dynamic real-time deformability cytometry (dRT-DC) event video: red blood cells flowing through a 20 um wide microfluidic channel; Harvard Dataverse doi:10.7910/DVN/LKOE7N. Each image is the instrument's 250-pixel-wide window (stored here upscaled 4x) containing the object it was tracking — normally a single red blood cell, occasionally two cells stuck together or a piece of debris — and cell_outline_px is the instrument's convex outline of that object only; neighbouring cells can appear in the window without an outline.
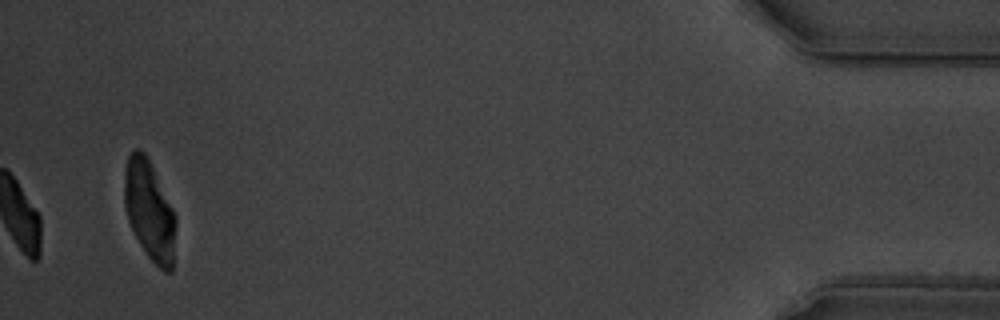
{"species": "common noctule bat (a hibernating species)", "species_latin": "Nyctalus noctula", "temperature_condition": "warm", "stored_images_in_passage": 40, "camera_frame_rate_fps": 3000, "um_per_image_px": 0.085, "animal": {"sex": "male", "body_mass_g": 19.5, "forearm_length_mm": 54.6}, "frame": {"image": 1, "passage_image": 40, "time_ms": 13.0, "image_size_px": [1000, 320], "cell_outline_px": [[176, 224], [172, 272], [164, 272], [148, 256], [140, 244], [128, 220], [124, 204], [124, 172], [128, 156], [136, 148], [140, 148], [144, 152], [176, 216]], "centroid_in_image_um": [12.69, 17.91], "position_along_channel_um": 422.5, "area_um2": 29.42}, "authors_computed_cell_mechanics": {"area_um2": 21.0392, "velocity_mm_per_s": 3.511, "shape_relaxation_time_tau1_ms": 3.3754, "shape_relaxation_time_tau2_ms": 3.2736, "deformation_change_tau1": 0.1851, "deformation_change_tau2": 0.0573}}